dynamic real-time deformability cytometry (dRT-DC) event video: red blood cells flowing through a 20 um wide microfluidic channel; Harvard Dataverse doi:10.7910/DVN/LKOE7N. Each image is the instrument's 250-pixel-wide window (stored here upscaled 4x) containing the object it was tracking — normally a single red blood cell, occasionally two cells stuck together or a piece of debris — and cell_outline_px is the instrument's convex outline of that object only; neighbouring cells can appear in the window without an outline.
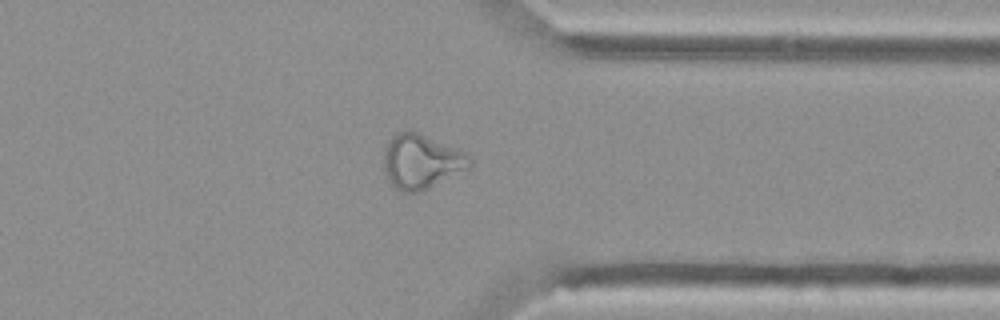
{"species": "Egyptian fruit bat (a non-hibernating species)", "species_latin": "Rousettus aegyptiacus", "temperature_condition": "cold", "stored_images_in_passage": 51, "camera_frame_rate_fps": 3000, "um_per_image_px": 0.085, "animal": {"sex": "female"}, "frame": {"image": 1, "passage_image": 39, "time_ms": 12.667, "image_size_px": [1000, 320], "cell_outline_px": [[472, 164], [468, 168], [428, 188], [416, 192], [400, 192], [388, 180], [384, 172], [384, 152], [388, 140], [392, 136], [404, 128], [416, 132], [468, 152], [472, 156]], "centroid_in_image_um": [35.81, 13.7], "position_along_channel_um": 375.6, "area_um2": 27.4}}
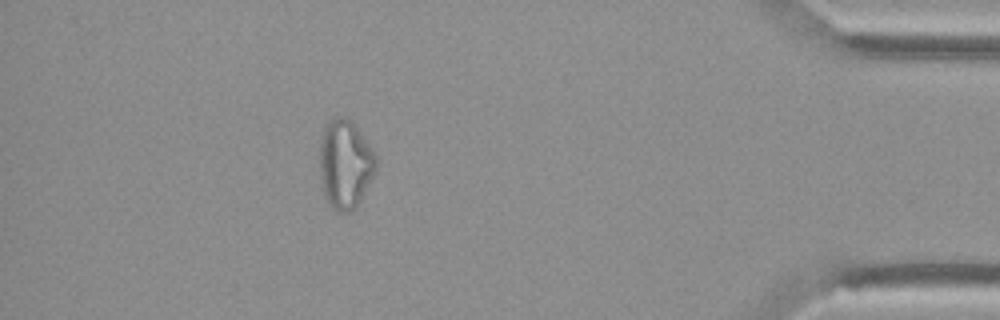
{"frame": {"image": 2, "passage_image": 45, "time_ms": 14.667, "image_size_px": [1000, 320], "cell_outline_px": [[376, 168], [356, 208], [352, 212], [336, 212], [328, 204], [324, 196], [320, 176], [320, 144], [324, 128], [328, 120], [336, 116], [344, 116], [356, 128], [368, 144], [376, 156]], "centroid_in_image_um": [29.3, 13.99], "position_along_channel_um": 405.9, "area_um2": 28.84}, "authors_computed_cell_mechanics": {"area_um2": 27.6284, "velocity_mm_per_s": 3.7405, "shape_relaxation_time_tau1_ms": null, "shape_relaxation_time_tau2_ms": 4.4451, "deformation_change_tau1": null, "deformation_change_tau2": 0.1573}}